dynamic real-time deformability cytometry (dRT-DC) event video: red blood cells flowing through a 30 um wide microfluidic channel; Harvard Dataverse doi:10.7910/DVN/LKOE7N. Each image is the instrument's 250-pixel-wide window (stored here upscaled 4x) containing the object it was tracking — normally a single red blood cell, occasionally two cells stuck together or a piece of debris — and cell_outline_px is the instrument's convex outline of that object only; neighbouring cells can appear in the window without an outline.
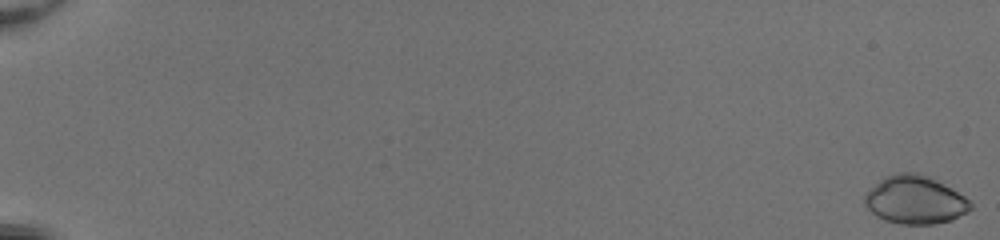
{"species": "common noctule bat (a hibernating species)", "species_latin": "Nyctalus noctula", "temperature_condition": "room temperature", "stored_images_in_passage": 55, "camera_frame_rate_fps": 3000, "um_per_image_px": 0.085, "animal": {"sex": "female", "body_mass_g": 20.0, "forearm_length_mm": 54.0}, "frame": {"image": 1, "passage_image": 1, "time_ms": 0.0, "image_size_px": [1000, 240], "cell_outline_px": [[972, 208], [968, 212], [952, 220], [932, 224], [900, 224], [884, 220], [876, 216], [864, 204], [864, 196], [884, 176], [896, 172], [916, 172], [932, 176], [964, 196], [972, 204]], "centroid_in_image_um": [77.79, 16.98], "position_along_channel_um": 7.2, "area_um2": 29.88}}
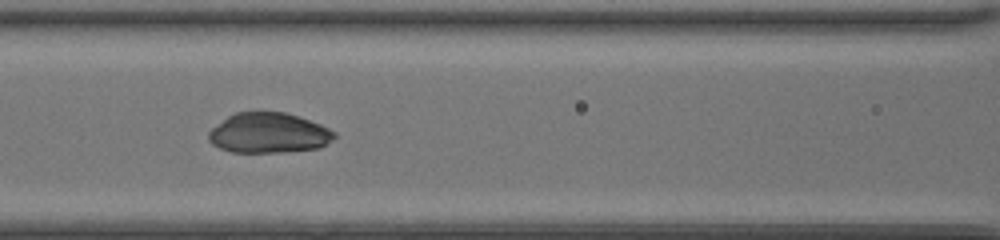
{"frame": {"image": 2, "passage_image": 28, "time_ms": 9.0, "image_size_px": [1000, 240], "cell_outline_px": [[336, 136], [332, 140], [320, 148], [284, 152], [232, 152], [220, 148], [212, 144], [208, 140], [208, 132], [216, 124], [228, 116], [236, 112], [284, 112], [320, 124], [336, 132]], "centroid_in_image_um": [22.83, 11.31], "position_along_channel_um": 143.8, "area_um2": 29.42}}
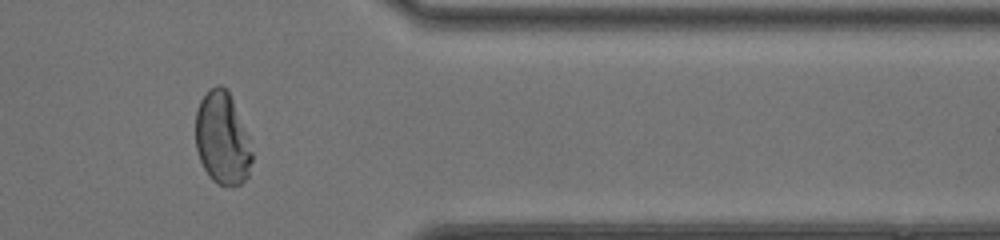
{"frame": {"image": 3, "passage_image": 47, "time_ms": 15.333, "image_size_px": [1000, 240], "cell_outline_px": [[252, 160], [248, 176], [240, 184], [232, 188], [216, 184], [212, 180], [204, 168], [200, 160], [196, 148], [196, 112], [200, 100], [208, 88], [216, 84], [220, 84], [228, 88], [248, 136], [252, 152]], "centroid_in_image_um": [18.89, 11.76], "position_along_channel_um": 392.5, "area_um2": 30.81}, "authors_computed_cell_mechanics": {"area_um2": 29.1312, "velocity_mm_per_s": 4.0816, "shape_relaxation_time_tau1_ms": 8.1157, "shape_relaxation_time_tau2_ms": null, "deformation_change_tau1": 0.2695, "deformation_change_tau2": null}}